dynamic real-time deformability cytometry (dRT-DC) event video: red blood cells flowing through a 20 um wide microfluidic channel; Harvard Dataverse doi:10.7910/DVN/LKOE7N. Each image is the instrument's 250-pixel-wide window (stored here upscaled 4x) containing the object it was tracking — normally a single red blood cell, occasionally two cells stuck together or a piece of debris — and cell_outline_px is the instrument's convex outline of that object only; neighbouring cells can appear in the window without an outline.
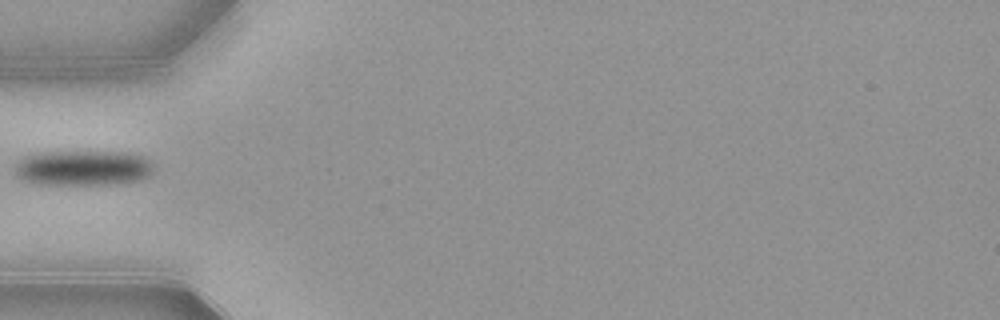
{"species": "common noctule bat (a hibernating species)", "species_latin": "Nyctalus noctula", "temperature_condition": "warm", "stored_images_in_passage": 9, "camera_frame_rate_fps": 3000, "um_per_image_px": 0.085, "animal": {"sex": "female", "body_mass_g": 21.9}, "frame": {"image": 1, "passage_image": 1, "time_ms": 0.0, "image_size_px": [1000, 320], "cell_outline_px": [[152, 172], [148, 176], [140, 180], [108, 184], [40, 184], [24, 180], [16, 176], [12, 168], [20, 156], [40, 152], [128, 152], [144, 156], [152, 164]], "centroid_in_image_um": [6.98, 14.26], "position_along_channel_um": 78.0, "area_um2": 28.78}}
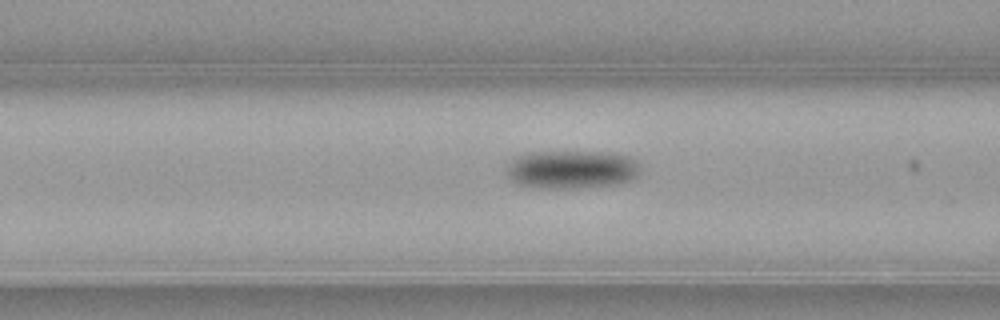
{"frame": {"image": 2, "passage_image": 4, "time_ms": 1.0, "image_size_px": [1000, 320], "cell_outline_px": [[640, 172], [632, 180], [616, 184], [560, 188], [520, 184], [512, 180], [508, 176], [508, 168], [512, 160], [516, 156], [528, 152], [612, 152], [628, 156], [636, 160], [640, 164]], "centroid_in_image_um": [48.67, 14.37], "position_along_channel_um": 117.9, "area_um2": 29.36}}